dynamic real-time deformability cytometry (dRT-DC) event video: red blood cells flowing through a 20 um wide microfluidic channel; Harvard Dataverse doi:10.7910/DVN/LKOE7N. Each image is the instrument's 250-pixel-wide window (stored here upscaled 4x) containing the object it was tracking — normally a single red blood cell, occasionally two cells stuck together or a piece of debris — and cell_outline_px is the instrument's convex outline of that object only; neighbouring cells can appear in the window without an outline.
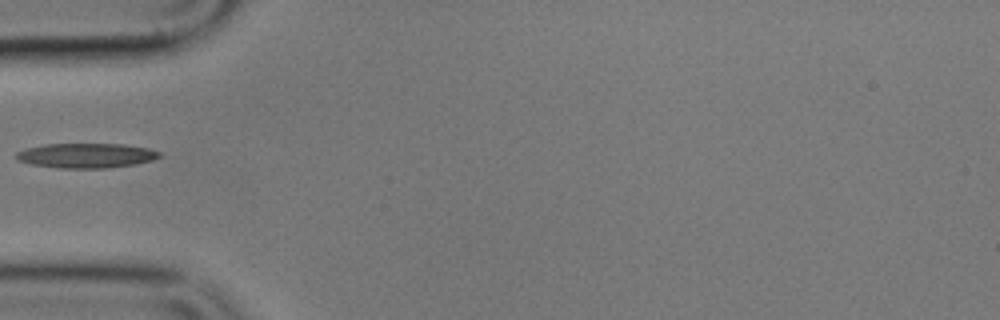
{"species": "common noctule bat (a hibernating species)", "species_latin": "Nyctalus noctula", "temperature_condition": "cold", "stored_images_in_passage": 22, "camera_frame_rate_fps": 3000, "um_per_image_px": 0.085, "animal": {"sex": "male", "body_mass_g": 17.9}, "frame": {"image": 1, "passage_image": 1, "time_ms": 0.0, "image_size_px": [1000, 320], "cell_outline_px": [[160, 156], [152, 160], [136, 164], [104, 168], [60, 168], [32, 164], [16, 160], [16, 152], [24, 148], [44, 144], [124, 144], [148, 148], [160, 152]], "centroid_in_image_um": [7.3, 13.21], "position_along_channel_um": 77.7, "area_um2": 20.63}}